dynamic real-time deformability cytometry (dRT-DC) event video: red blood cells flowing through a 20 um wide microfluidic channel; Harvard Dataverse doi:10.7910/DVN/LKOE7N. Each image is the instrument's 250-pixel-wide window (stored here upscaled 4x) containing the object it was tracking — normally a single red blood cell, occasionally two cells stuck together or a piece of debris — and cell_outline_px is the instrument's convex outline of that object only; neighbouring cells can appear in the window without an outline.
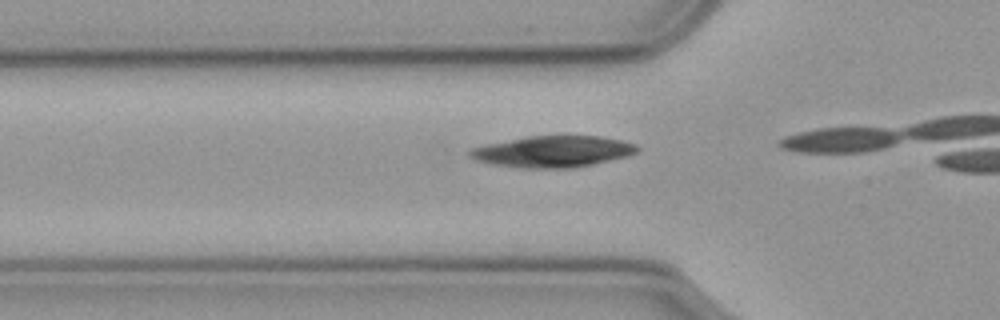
{"species": "common noctule bat (a hibernating species)", "species_latin": "Nyctalus noctula", "temperature_condition": "cold", "stored_images_in_passage": 14, "camera_frame_rate_fps": 3000, "um_per_image_px": 0.085, "animal": {"sex": "male", "body_mass_g": 23.1, "forearm_length_mm": 52.7}, "frame": {"image": 1, "passage_image": 12, "time_ms": 3.667, "image_size_px": [1000, 320], "cell_outline_px": [[640, 148], [636, 152], [628, 156], [592, 164], [572, 168], [520, 168], [492, 164], [476, 160], [468, 156], [468, 152], [472, 148], [488, 144], [528, 136], [600, 136], [620, 140], [636, 144]], "centroid_in_image_um": [47.0, 12.88], "position_along_channel_um": 78.8, "area_um2": 30.4}}